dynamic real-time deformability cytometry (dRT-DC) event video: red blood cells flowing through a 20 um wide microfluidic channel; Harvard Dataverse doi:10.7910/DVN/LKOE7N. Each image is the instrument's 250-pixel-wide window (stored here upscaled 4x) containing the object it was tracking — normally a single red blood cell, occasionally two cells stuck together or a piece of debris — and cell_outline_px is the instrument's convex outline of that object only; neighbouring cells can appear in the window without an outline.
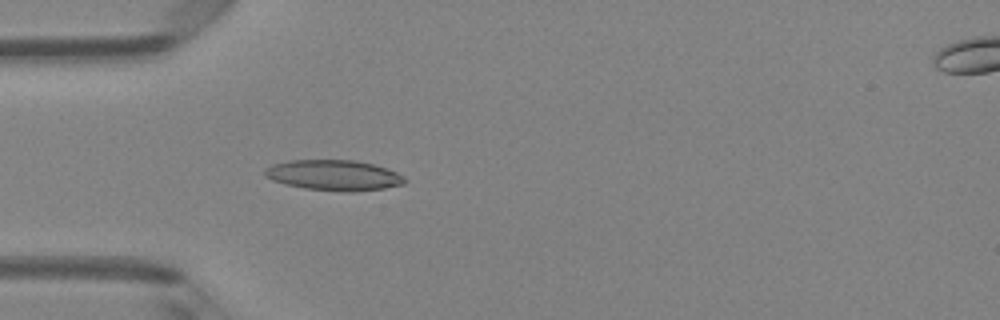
{"species": "Egyptian fruit bat (a non-hibernating species)", "species_latin": "Rousettus aegyptiacus", "temperature_condition": "room temperature", "stored_images_in_passage": 49, "camera_frame_rate_fps": 3000, "um_per_image_px": 0.085, "animal": {"sex": "female"}, "frame": {"image": 1, "passage_image": 15, "time_ms": 4.667, "image_size_px": [1000, 320], "cell_outline_px": [[408, 180], [404, 184], [384, 188], [352, 192], [344, 192], [304, 188], [272, 180], [264, 176], [264, 168], [272, 164], [288, 160], [356, 160], [372, 164], [396, 172], [404, 176]], "centroid_in_image_um": [28.37, 14.89], "position_along_channel_um": 56.6, "area_um2": 24.91}}
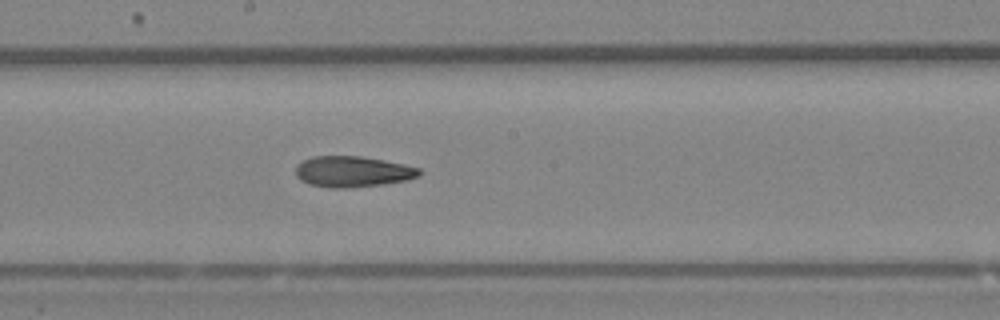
{"frame": {"image": 2, "passage_image": 27, "time_ms": 8.667, "image_size_px": [1000, 320], "cell_outline_px": [[424, 172], [420, 176], [408, 180], [380, 184], [344, 188], [332, 188], [308, 184], [300, 180], [296, 176], [296, 164], [312, 156], [360, 156], [384, 160], [404, 164], [420, 168]], "centroid_in_image_um": [29.99, 14.58], "position_along_channel_um": 218.2, "area_um2": 22.37}}
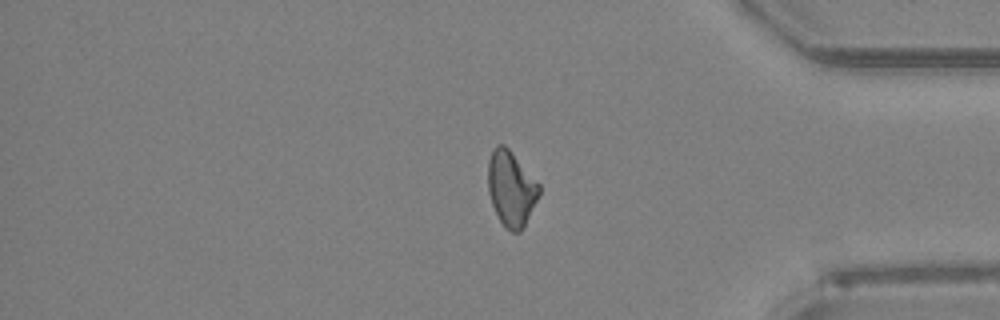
{"frame": {"image": 3, "passage_image": 41, "time_ms": 13.333, "image_size_px": [1000, 320], "cell_outline_px": [[540, 192], [520, 232], [512, 232], [500, 220], [492, 204], [488, 192], [488, 160], [492, 148], [496, 144], [504, 144], [512, 152], [540, 184]], "centroid_in_image_um": [43.42, 15.96], "position_along_channel_um": 391.8, "area_um2": 22.08}}